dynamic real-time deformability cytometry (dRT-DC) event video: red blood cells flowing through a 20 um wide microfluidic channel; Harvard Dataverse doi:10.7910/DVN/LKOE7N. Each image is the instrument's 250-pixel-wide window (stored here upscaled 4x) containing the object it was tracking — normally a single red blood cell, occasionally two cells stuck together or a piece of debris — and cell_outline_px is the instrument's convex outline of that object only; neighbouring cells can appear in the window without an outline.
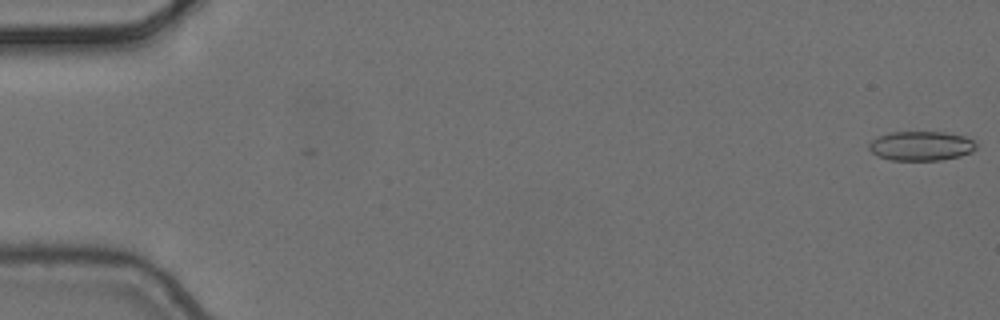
{"species": "common noctule bat (a hibernating species)", "species_latin": "Nyctalus noctula", "temperature_condition": "cold", "stored_images_in_passage": 7, "camera_frame_rate_fps": 3000, "um_per_image_px": 0.085, "animal": {"sex": "female", "body_mass_g": 24.6, "forearm_length_mm": 56.2}, "frame": {"image": 1, "passage_image": 1, "time_ms": 0.0, "image_size_px": [1000, 320], "cell_outline_px": [[976, 148], [972, 152], [960, 156], [940, 160], [892, 160], [876, 156], [868, 148], [868, 144], [876, 136], [892, 132], [944, 132], [964, 136], [972, 140], [976, 144]], "centroid_in_image_um": [78.26, 12.4], "position_along_channel_um": 6.7, "area_um2": 18.44}}
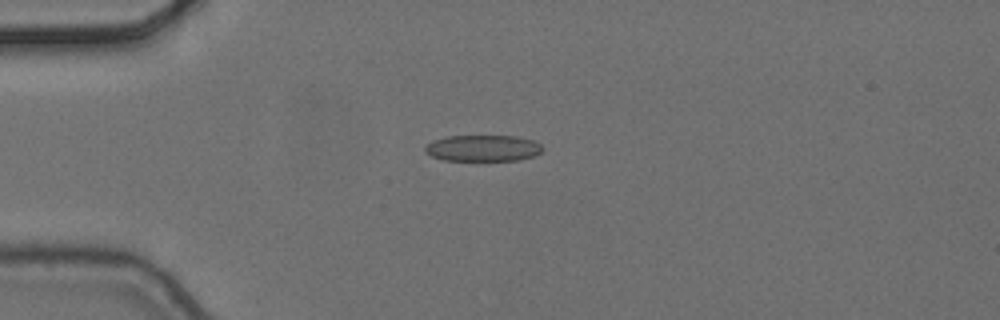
{"frame": {"image": 2, "passage_image": 5, "time_ms": 1.333, "image_size_px": [1000, 320], "cell_outline_px": [[544, 148], [536, 156], [520, 160], [444, 160], [432, 156], [424, 152], [424, 148], [432, 140], [448, 136], [516, 136], [532, 140], [540, 144]], "centroid_in_image_um": [41.06, 12.59], "position_along_channel_um": 43.9, "area_um2": 18.03}}